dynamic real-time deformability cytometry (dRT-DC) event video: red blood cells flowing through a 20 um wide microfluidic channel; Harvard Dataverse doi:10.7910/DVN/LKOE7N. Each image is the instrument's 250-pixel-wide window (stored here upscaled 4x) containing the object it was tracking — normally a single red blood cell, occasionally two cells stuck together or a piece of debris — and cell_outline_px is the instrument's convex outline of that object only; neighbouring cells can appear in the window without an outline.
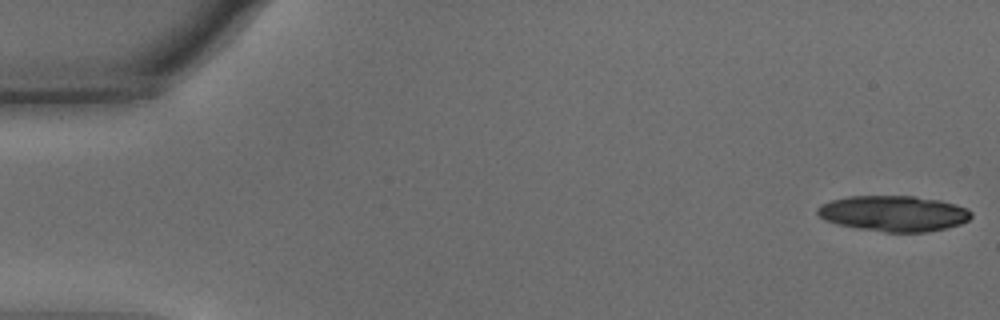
{"species": "common noctule bat (a hibernating species)", "species_latin": "Nyctalus noctula", "temperature_condition": "warm", "stored_images_in_passage": 38, "camera_frame_rate_fps": 3000, "um_per_image_px": 0.085, "animal": {"sex": "male", "body_mass_g": 15.6}, "frame": {"image": 1, "passage_image": 1, "time_ms": 0.0, "image_size_px": [1000, 320], "cell_outline_px": [[972, 216], [968, 220], [960, 224], [928, 232], [884, 232], [856, 228], [836, 224], [824, 220], [816, 212], [816, 208], [820, 204], [832, 200], [848, 196], [912, 196], [940, 200], [956, 204], [968, 208], [972, 212]], "centroid_in_image_um": [75.95, 18.14], "position_along_channel_um": 9.1, "area_um2": 32.19}}
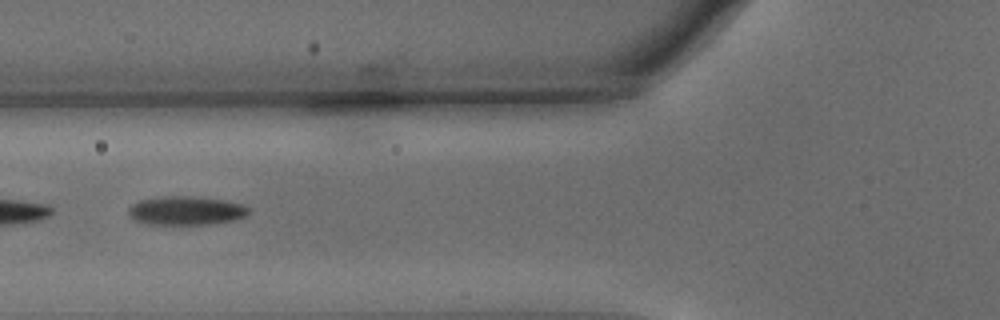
{"frame": {"image": 2, "passage_image": 21, "time_ms": 6.667, "image_size_px": [1000, 320], "cell_outline_px": [[252, 208], [244, 216], [236, 220], [208, 224], [148, 224], [136, 220], [128, 212], [128, 208], [132, 204], [140, 200], [160, 196], [192, 196], [224, 200], [244, 204]], "centroid_in_image_um": [15.85, 17.89], "position_along_channel_um": 110.0, "area_um2": 20.17}}
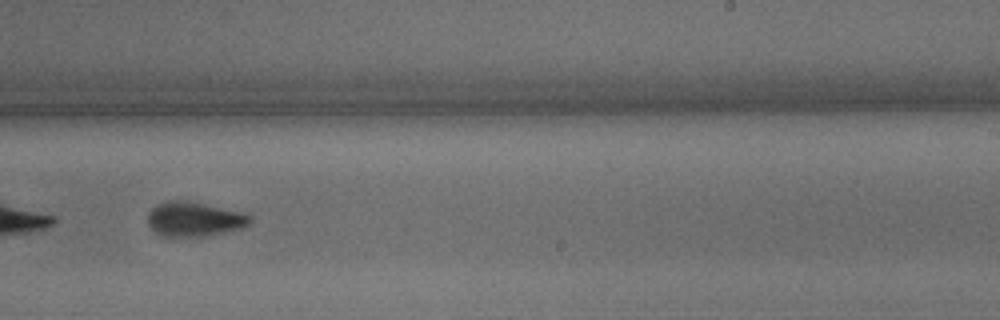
{"frame": {"image": 3, "passage_image": 34, "time_ms": 11.0, "image_size_px": [1000, 320], "cell_outline_px": [[252, 220], [244, 228], [208, 236], [164, 236], [156, 232], [148, 224], [148, 212], [156, 204], [180, 200], [248, 212], [252, 216]], "centroid_in_image_um": [16.59, 18.64], "position_along_channel_um": 272.4, "area_um2": 20.58}}